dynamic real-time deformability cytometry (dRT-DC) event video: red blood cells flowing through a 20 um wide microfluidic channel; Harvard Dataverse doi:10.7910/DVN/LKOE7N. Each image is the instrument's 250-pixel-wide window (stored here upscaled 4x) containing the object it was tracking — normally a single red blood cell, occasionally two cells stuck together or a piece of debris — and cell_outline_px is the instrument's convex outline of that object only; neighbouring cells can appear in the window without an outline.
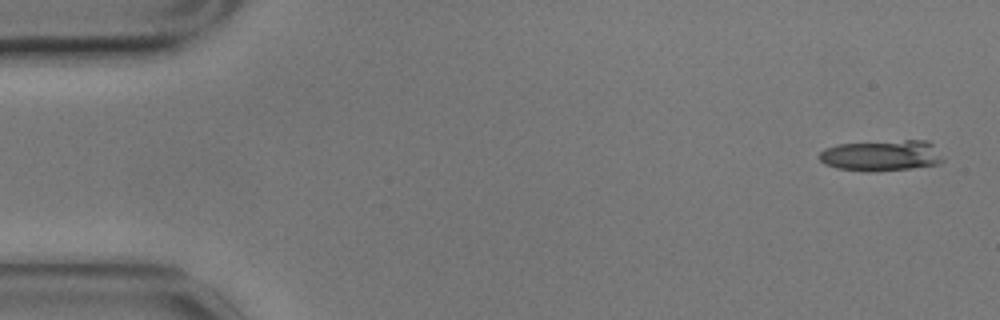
{"species": "common noctule bat (a hibernating species)", "species_latin": "Nyctalus noctula", "temperature_condition": "cold", "stored_images_in_passage": 14, "camera_frame_rate_fps": 3000, "um_per_image_px": 0.085, "animal": {"sex": "male", "body_mass_g": 17.9}, "frame": {"image": 1, "passage_image": 1, "time_ms": 0.0, "image_size_px": [1000, 320], "cell_outline_px": [[944, 160], [940, 164], [912, 168], [876, 172], [864, 172], [836, 168], [824, 164], [820, 160], [820, 152], [824, 148], [836, 144], [904, 140], [928, 140], [932, 144]], "centroid_in_image_um": [74.91, 13.23], "position_along_channel_um": 10.1, "area_um2": 22.54}}
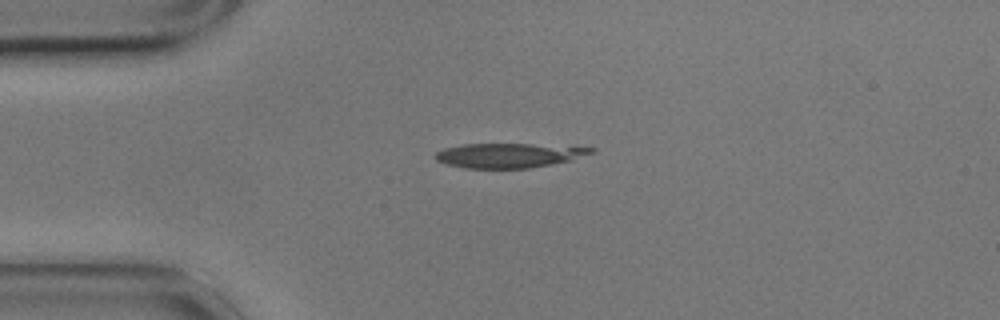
{"frame": {"image": 2, "passage_image": 12, "time_ms": 3.667, "image_size_px": [1000, 320], "cell_outline_px": [[596, 152], [572, 160], [552, 164], [528, 168], [464, 168], [448, 164], [436, 160], [432, 156], [436, 152], [444, 148], [464, 144], [532, 144], [596, 148]], "centroid_in_image_um": [43.25, 13.2], "position_along_channel_um": 41.8, "area_um2": 22.25}}